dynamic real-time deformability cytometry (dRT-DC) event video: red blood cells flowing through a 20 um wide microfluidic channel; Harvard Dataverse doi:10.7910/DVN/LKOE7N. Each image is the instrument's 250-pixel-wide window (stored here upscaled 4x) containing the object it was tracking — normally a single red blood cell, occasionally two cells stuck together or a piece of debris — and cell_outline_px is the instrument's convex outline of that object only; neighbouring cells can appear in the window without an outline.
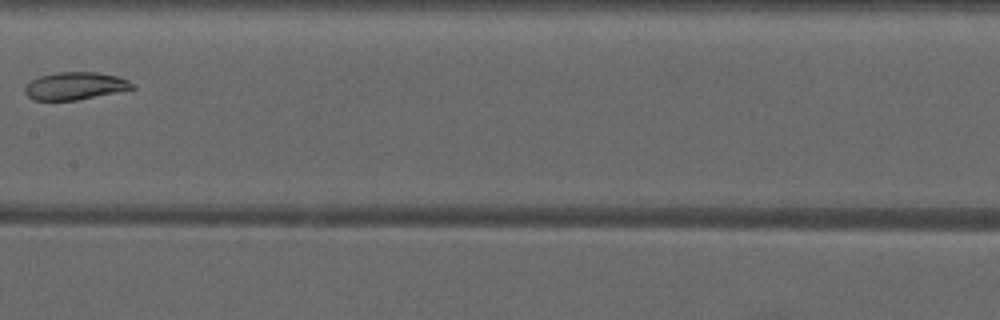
{"species": "common noctule bat (a hibernating species)", "species_latin": "Nyctalus noctula", "temperature_condition": "warm", "stored_images_in_passage": 5, "camera_frame_rate_fps": 3000, "um_per_image_px": 0.085, "animal": {"sex": "male", "forearm_length_mm": 52.5}, "frame": {"image": 1, "passage_image": 5, "time_ms": 4.333, "image_size_px": [1000, 320], "cell_outline_px": [[136, 88], [76, 100], [32, 100], [24, 92], [24, 88], [32, 80], [40, 76], [56, 72], [96, 72], [116, 76], [128, 80], [136, 84]], "centroid_in_image_um": [6.39, 7.3], "position_along_channel_um": 201.0, "area_um2": 17.17}}